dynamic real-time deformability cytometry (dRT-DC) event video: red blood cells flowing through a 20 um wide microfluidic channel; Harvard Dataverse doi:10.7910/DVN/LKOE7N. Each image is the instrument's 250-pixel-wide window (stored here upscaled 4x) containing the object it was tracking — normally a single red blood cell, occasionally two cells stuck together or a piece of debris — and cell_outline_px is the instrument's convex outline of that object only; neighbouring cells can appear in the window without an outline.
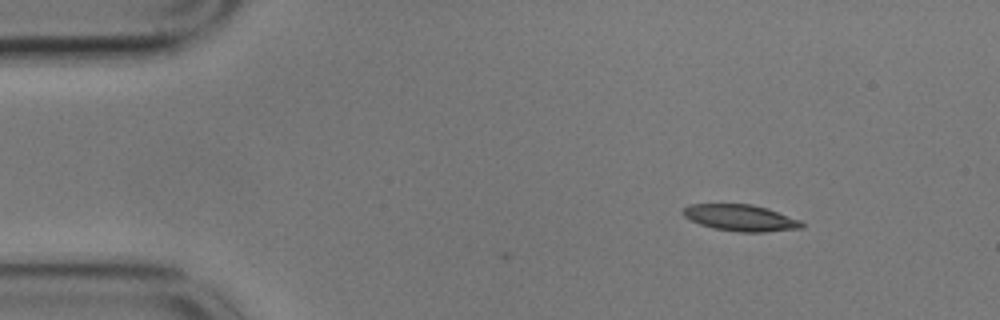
{"species": "common noctule bat (a hibernating species)", "species_latin": "Nyctalus noctula", "temperature_condition": "cold", "stored_images_in_passage": 38, "camera_frame_rate_fps": 3000, "um_per_image_px": 0.085, "animal": {"sex": "male", "body_mass_g": 17.9}, "frame": {"image": 1, "passage_image": 1, "time_ms": 0.0, "image_size_px": [1000, 320], "cell_outline_px": [[804, 228], [764, 232], [740, 232], [712, 228], [700, 224], [684, 216], [680, 212], [684, 208], [692, 204], [752, 204], [768, 208], [800, 220], [804, 224]], "centroid_in_image_um": [62.97, 18.52], "position_along_channel_um": 22.0, "area_um2": 18.32}}
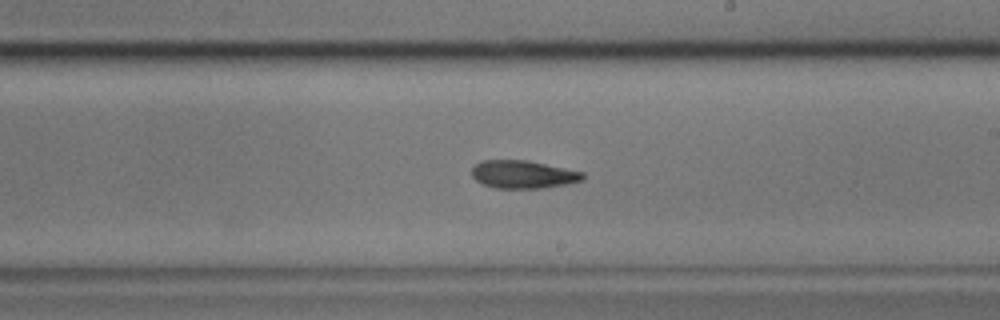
{"frame": {"image": 2, "passage_image": 26, "time_ms": 8.333, "image_size_px": [1000, 320], "cell_outline_px": [[584, 180], [568, 184], [544, 188], [496, 188], [484, 184], [476, 180], [472, 176], [472, 168], [480, 160], [528, 160], [584, 172]], "centroid_in_image_um": [44.49, 14.82], "position_along_channel_um": 244.5, "area_um2": 18.15}}
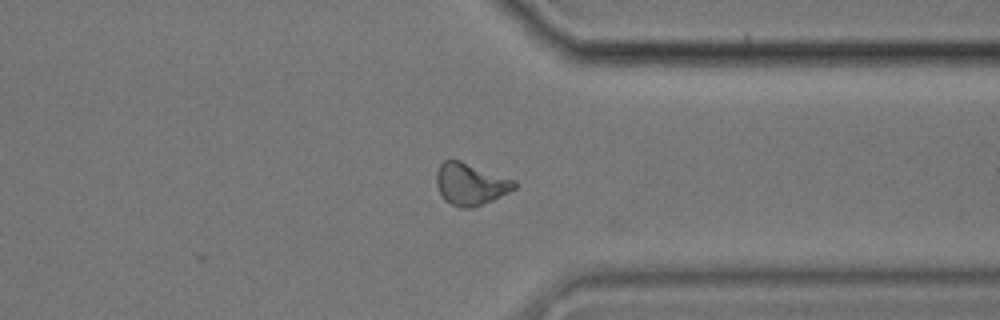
{"frame": {"image": 3, "passage_image": 37, "time_ms": 12.0, "image_size_px": [1000, 320], "cell_outline_px": [[520, 184], [516, 188], [492, 200], [472, 208], [460, 208], [444, 200], [436, 184], [436, 172], [440, 164], [444, 160], [460, 160], [516, 180]], "centroid_in_image_um": [40.01, 15.64], "position_along_channel_um": 371.4, "area_um2": 19.13}, "authors_computed_cell_mechanics": {"area_um2": 18.3515, "velocity_mm_per_s": 3.5225, "shape_relaxation_time_tau1_ms": null, "shape_relaxation_time_tau2_ms": 5.3922, "deformation_change_tau1": null, "deformation_change_tau2": 0.1192}}